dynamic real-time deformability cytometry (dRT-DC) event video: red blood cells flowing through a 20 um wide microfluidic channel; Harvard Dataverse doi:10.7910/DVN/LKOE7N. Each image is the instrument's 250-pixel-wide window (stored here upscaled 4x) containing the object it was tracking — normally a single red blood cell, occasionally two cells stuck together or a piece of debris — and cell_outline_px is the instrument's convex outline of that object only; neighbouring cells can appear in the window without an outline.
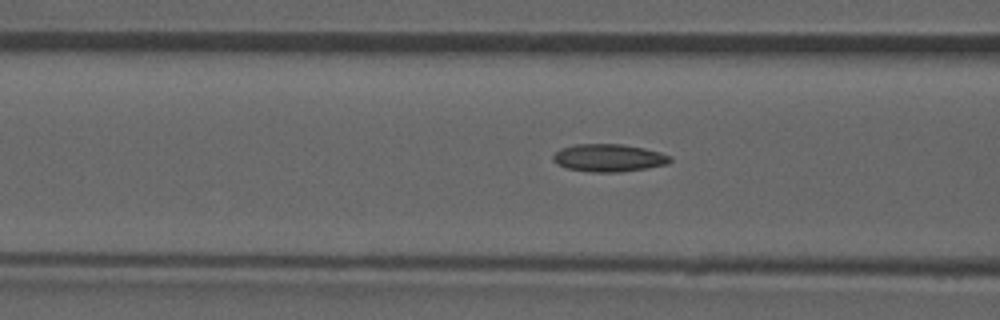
{"species": "common noctule bat (a hibernating species)", "species_latin": "Nyctalus noctula", "temperature_condition": "room temperature", "stored_images_in_passage": 38, "camera_frame_rate_fps": 3000, "um_per_image_px": 0.085, "animal": {"sex": "male", "forearm_length_mm": 52.5}, "frame": {"image": 1, "passage_image": 6, "time_ms": 1.667, "image_size_px": [1000, 320], "cell_outline_px": [[672, 160], [668, 164], [648, 168], [620, 172], [592, 172], [568, 168], [556, 164], [552, 160], [552, 156], [560, 148], [572, 144], [624, 144], [644, 148], [660, 152], [672, 156]], "centroid_in_image_um": [51.75, 13.41], "position_along_channel_um": 114.9, "area_um2": 19.07}}